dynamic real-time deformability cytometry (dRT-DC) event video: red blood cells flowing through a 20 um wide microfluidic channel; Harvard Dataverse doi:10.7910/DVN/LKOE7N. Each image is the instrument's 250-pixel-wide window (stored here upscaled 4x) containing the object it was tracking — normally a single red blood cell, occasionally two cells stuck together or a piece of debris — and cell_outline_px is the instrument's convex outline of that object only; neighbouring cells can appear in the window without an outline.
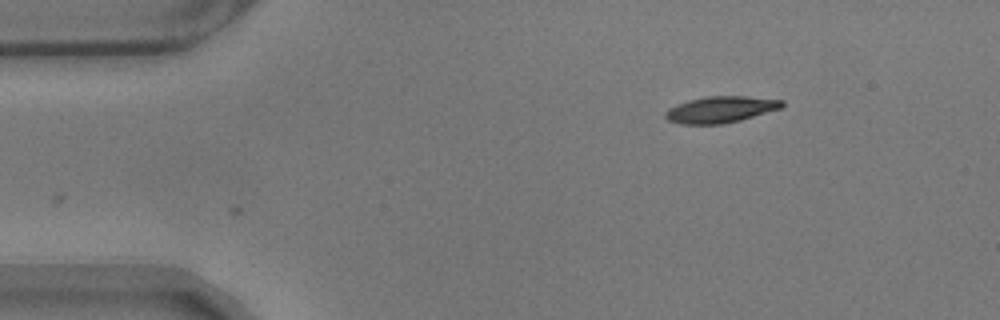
{"species": "common noctule bat (a hibernating species)", "species_latin": "Nyctalus noctula", "temperature_condition": "warm", "stored_images_in_passage": 5, "camera_frame_rate_fps": 3000, "um_per_image_px": 0.085, "animal": {"sex": "male", "body_mass_g": 17.9}, "frame": {"image": 1, "passage_image": 5, "time_ms": 1.333, "image_size_px": [1000, 320], "cell_outline_px": [[784, 104], [780, 108], [740, 120], [724, 124], [680, 124], [668, 120], [664, 116], [664, 112], [668, 108], [676, 104], [704, 96], [744, 96], [784, 100]], "centroid_in_image_um": [61.2, 9.31], "position_along_channel_um": 23.8, "area_um2": 17.92}}